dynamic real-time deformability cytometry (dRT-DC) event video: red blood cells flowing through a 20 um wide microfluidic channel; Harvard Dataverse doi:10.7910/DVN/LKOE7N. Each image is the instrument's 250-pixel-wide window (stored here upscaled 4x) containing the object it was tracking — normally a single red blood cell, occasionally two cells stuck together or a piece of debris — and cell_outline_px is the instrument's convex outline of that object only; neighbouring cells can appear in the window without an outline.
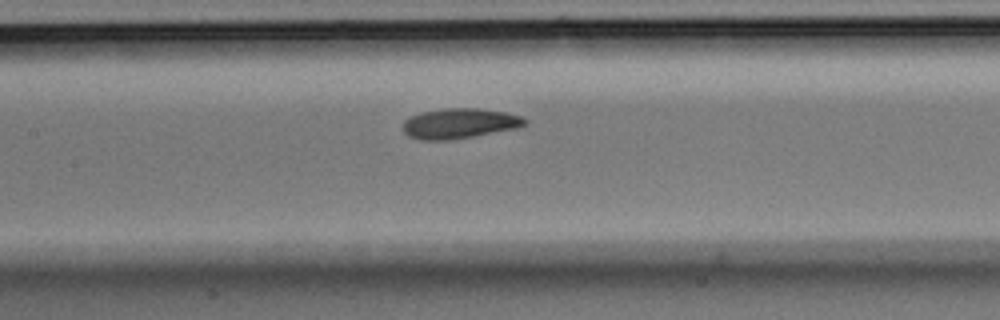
{"species": "Egyptian fruit bat (a non-hibernating species)", "species_latin": "Rousettus aegyptiacus", "temperature_condition": "room temperature", "stored_images_in_passage": 8, "camera_frame_rate_fps": 3000, "um_per_image_px": 0.085, "animal": {"sex": "male"}, "frame": {"image": 1, "passage_image": 8, "time_ms": 2.333, "image_size_px": [1000, 320], "cell_outline_px": [[528, 124], [520, 128], [452, 140], [420, 140], [408, 136], [404, 132], [404, 120], [420, 112], [444, 108], [480, 108], [504, 112], [520, 116], [528, 120]], "centroid_in_image_um": [39.09, 10.5], "position_along_channel_um": 168.3, "area_um2": 21.68}}